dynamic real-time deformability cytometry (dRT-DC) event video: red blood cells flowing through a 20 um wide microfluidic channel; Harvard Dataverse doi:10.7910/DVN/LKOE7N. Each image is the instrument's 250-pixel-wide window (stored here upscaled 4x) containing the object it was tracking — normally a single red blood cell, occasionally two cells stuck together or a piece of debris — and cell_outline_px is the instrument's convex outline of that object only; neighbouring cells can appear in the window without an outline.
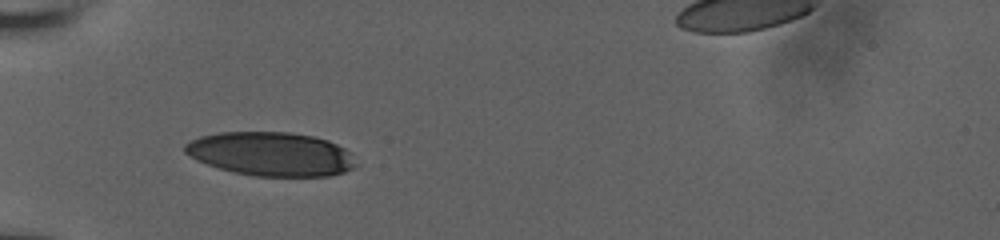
{"species": "human", "species_latin": "Homo sapiens", "temperature_condition": "room temperature", "stored_images_in_passage": 2, "camera_frame_rate_fps": 3000, "um_per_image_px": 0.085, "donor": {"sex": "male"}, "frame": {"image": 1, "passage_image": 1, "time_ms": 0.0, "image_size_px": [1000, 240], "cell_outline_px": [[356, 164], [352, 168], [344, 172], [328, 176], [256, 176], [236, 172], [220, 168], [196, 160], [184, 152], [184, 144], [200, 136], [220, 132], [288, 132], [312, 136], [328, 140], [352, 152]], "centroid_in_image_um": [23.04, 13.08], "position_along_channel_um": 62.0, "area_um2": 43.58}}